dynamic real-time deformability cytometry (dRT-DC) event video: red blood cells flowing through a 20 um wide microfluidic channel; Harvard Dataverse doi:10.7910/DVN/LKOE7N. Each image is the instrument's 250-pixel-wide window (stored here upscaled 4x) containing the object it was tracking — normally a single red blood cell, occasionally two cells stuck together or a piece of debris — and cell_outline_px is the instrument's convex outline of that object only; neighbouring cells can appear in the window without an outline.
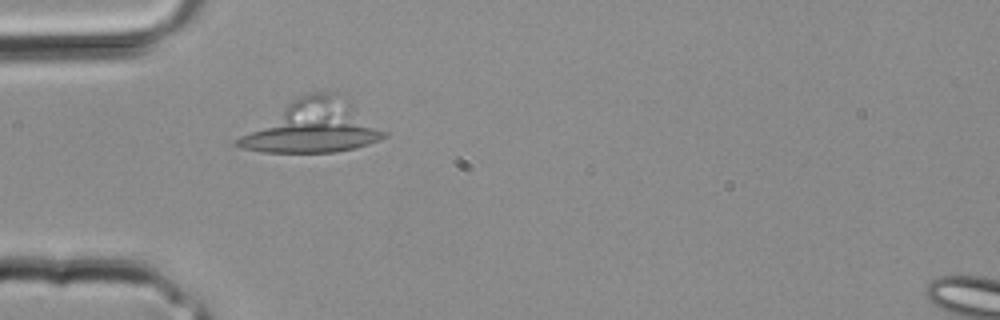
{"species": "common noctule bat (a hibernating species)", "species_latin": "Nyctalus noctula", "temperature_condition": "room temperature", "stored_images_in_passage": 27, "segment_of_instrument_passage": [1, 2], "camera_frame_rate_fps": 3000, "um_per_image_px": 0.085, "animal": {"sex": "male", "body_mass_g": 20.4}, "frame": {"image": 1, "passage_image": 4, "time_ms": 1.0, "image_size_px": [1000, 320], "cell_outline_px": [[388, 136], [368, 144], [356, 148], [336, 152], [264, 152], [240, 148], [232, 144], [232, 140], [296, 96], [304, 92], [320, 88], [336, 92], [388, 132]], "centroid_in_image_um": [26.54, 10.74], "position_along_channel_um": 58.5, "area_um2": 45.2}}
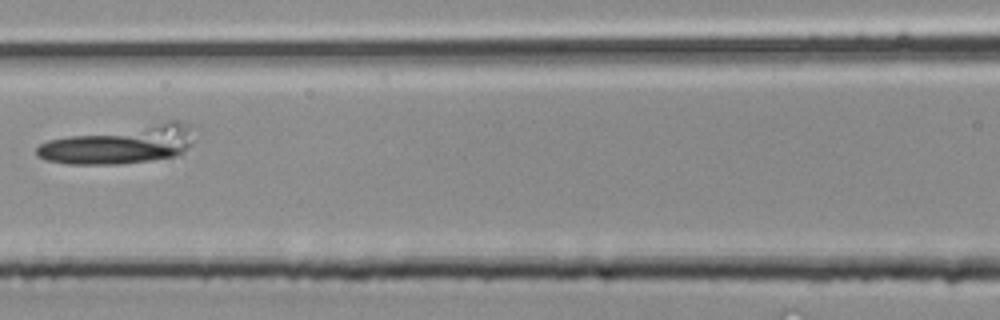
{"frame": {"image": 2, "passage_image": 9, "time_ms": 2.667, "image_size_px": [1000, 320], "cell_outline_px": [[192, 144], [184, 152], [172, 156], [148, 160], [116, 164], [68, 164], [44, 160], [36, 156], [36, 148], [40, 144], [48, 140], [168, 120], [180, 120], [188, 124], [192, 140]], "centroid_in_image_um": [10.18, 12.29], "position_along_channel_um": 156.4, "area_um2": 34.45}}
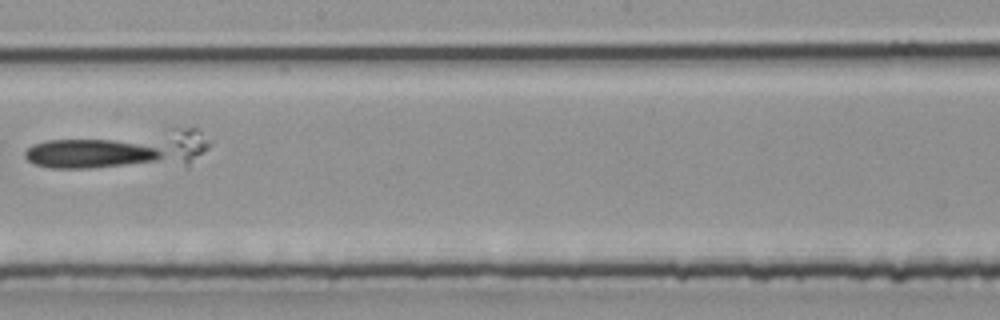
{"frame": {"image": 3, "passage_image": 13, "time_ms": 4.0, "image_size_px": [1000, 320], "cell_outline_px": [[212, 144], [188, 168], [52, 168], [32, 164], [24, 156], [24, 152], [32, 144], [48, 140], [172, 128], [196, 128], [212, 140]], "centroid_in_image_um": [10.45, 12.76], "position_along_channel_um": 237.8, "area_um2": 42.66}}